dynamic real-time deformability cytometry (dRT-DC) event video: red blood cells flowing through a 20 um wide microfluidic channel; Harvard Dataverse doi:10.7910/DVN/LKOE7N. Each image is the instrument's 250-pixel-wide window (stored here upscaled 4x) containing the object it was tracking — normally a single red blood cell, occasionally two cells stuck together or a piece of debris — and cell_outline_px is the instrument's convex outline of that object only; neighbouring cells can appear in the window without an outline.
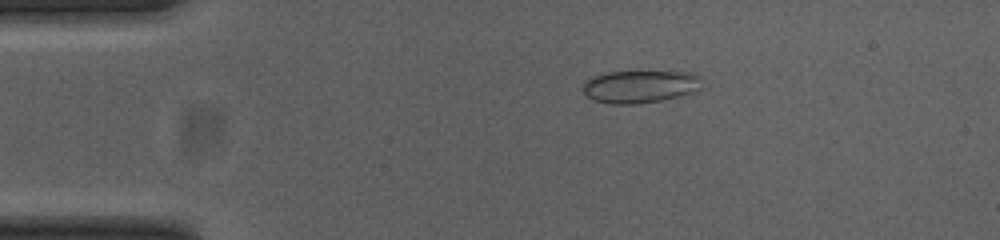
{"species": "common noctule bat (a hibernating species)", "species_latin": "Nyctalus noctula", "temperature_condition": "cold", "stored_images_in_passage": 52, "camera_frame_rate_fps": 3000, "um_per_image_px": 0.085, "animal": {"sex": "female", "body_mass_g": 23.0, "forearm_length_mm": 53.4}, "frame": {"image": 1, "passage_image": 10, "time_ms": 3.0, "image_size_px": [1000, 240], "cell_outline_px": [[700, 88], [696, 92], [680, 96], [640, 104], [612, 104], [592, 100], [580, 88], [588, 80], [596, 76], [608, 72], [696, 72], [700, 76]], "centroid_in_image_um": [54.43, 7.37], "position_along_channel_um": 30.6, "area_um2": 22.6}}
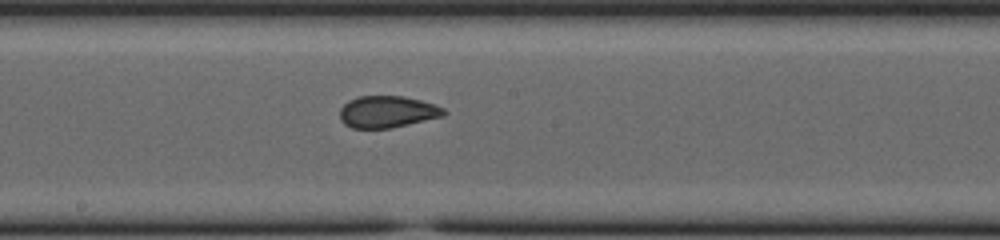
{"frame": {"image": 2, "passage_image": 28, "time_ms": 9.0, "image_size_px": [1000, 240], "cell_outline_px": [[448, 112], [444, 116], [392, 128], [352, 128], [344, 124], [340, 120], [340, 108], [348, 100], [356, 96], [404, 96], [420, 100], [444, 108]], "centroid_in_image_um": [32.91, 9.5], "position_along_channel_um": 215.3, "area_um2": 19.42}}
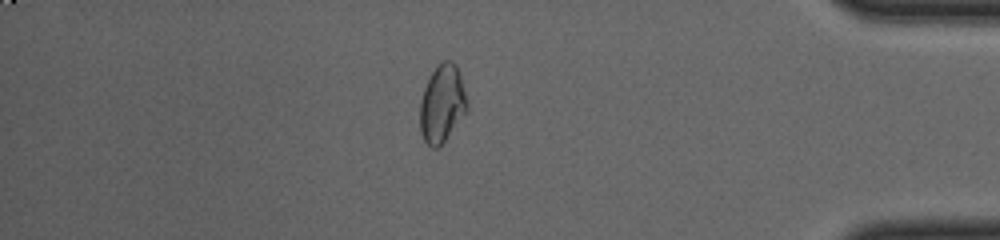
{"frame": {"image": 3, "passage_image": 45, "time_ms": 14.667, "image_size_px": [1000, 240], "cell_outline_px": [[468, 112], [444, 140], [436, 148], [432, 148], [424, 140], [420, 132], [420, 100], [428, 76], [444, 60], [452, 60], [456, 64], [460, 76], [468, 104]], "centroid_in_image_um": [37.58, 8.81], "position_along_channel_um": 397.6, "area_um2": 21.27}, "authors_computed_cell_mechanics": {"area_um2": 20.6635, "velocity_mm_per_s": 3.8685, "shape_relaxation_time_tau1_ms": null, "shape_relaxation_time_tau2_ms": 1.1199, "deformation_change_tau1": null, "deformation_change_tau2": 0.0699}}